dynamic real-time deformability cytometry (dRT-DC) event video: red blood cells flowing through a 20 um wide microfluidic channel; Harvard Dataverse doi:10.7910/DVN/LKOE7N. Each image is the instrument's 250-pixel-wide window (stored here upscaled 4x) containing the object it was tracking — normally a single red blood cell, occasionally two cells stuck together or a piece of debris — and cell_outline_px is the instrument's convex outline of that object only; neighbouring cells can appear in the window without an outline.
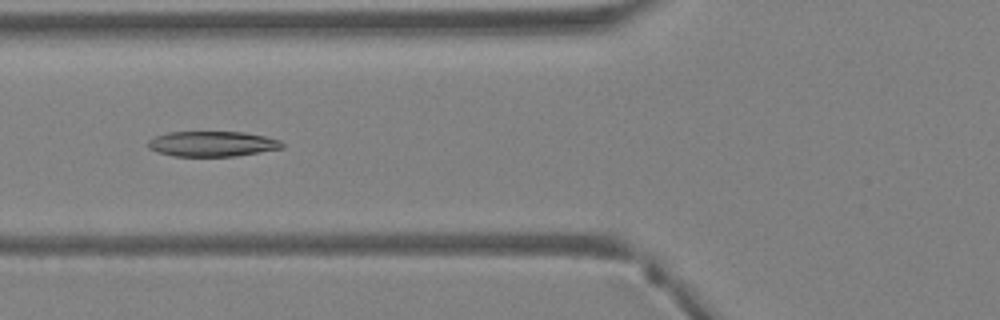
{"species": "Egyptian fruit bat (a non-hibernating species)", "species_latin": "Rousettus aegyptiacus", "temperature_condition": "warm", "stored_images_in_passage": 40, "camera_frame_rate_fps": 3000, "um_per_image_px": 0.085, "animal": {"sex": "female"}, "frame": {"image": 1, "passage_image": 16, "time_ms": 5.0, "image_size_px": [1000, 320], "cell_outline_px": [[284, 148], [236, 156], [172, 156], [156, 152], [148, 148], [148, 140], [156, 136], [168, 132], [244, 132], [264, 136], [280, 140], [284, 144]], "centroid_in_image_um": [18.04, 12.23], "position_along_channel_um": 107.8, "area_um2": 19.83}}
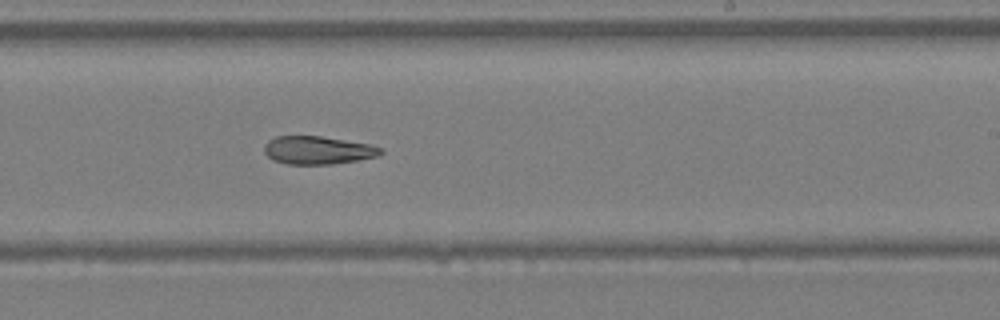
{"frame": {"image": 2, "passage_image": 25, "time_ms": 8.0, "image_size_px": [1000, 320], "cell_outline_px": [[384, 152], [380, 156], [332, 164], [288, 164], [272, 160], [264, 152], [264, 144], [268, 140], [276, 136], [320, 136], [372, 144], [380, 148]], "centroid_in_image_um": [27.01, 12.76], "position_along_channel_um": 262.0, "area_um2": 19.13}}
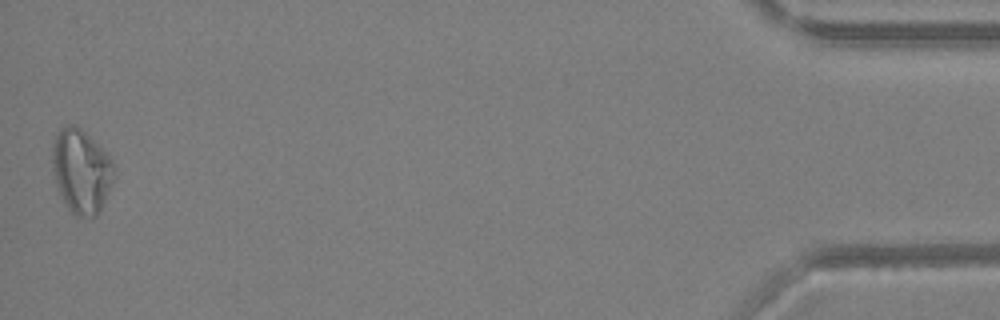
{"frame": {"image": 3, "passage_image": 40, "time_ms": 13.0, "image_size_px": [1000, 320], "cell_outline_px": [[116, 176], [100, 212], [96, 216], [76, 216], [68, 208], [56, 184], [52, 172], [52, 144], [60, 128], [68, 124], [76, 124], [112, 160], [116, 168]], "centroid_in_image_um": [6.92, 14.55], "position_along_channel_um": 428.3, "area_um2": 30.23}}